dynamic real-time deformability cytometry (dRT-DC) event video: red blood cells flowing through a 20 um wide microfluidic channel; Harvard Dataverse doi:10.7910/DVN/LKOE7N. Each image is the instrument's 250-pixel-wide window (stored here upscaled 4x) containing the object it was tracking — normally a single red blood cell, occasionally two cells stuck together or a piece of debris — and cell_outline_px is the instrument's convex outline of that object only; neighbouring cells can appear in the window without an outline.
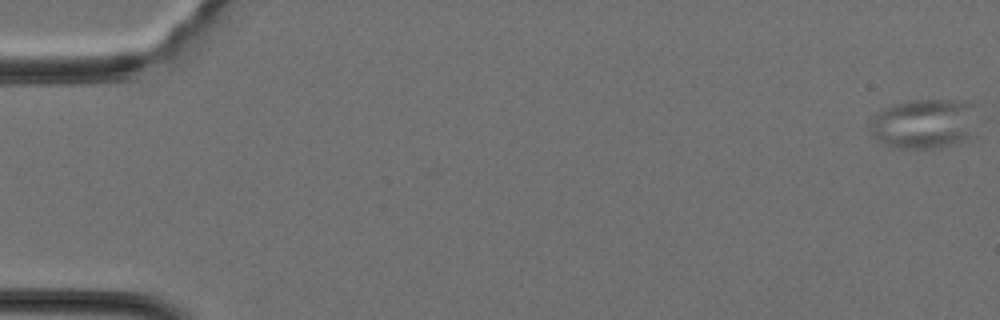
{"species": "Egyptian fruit bat (a non-hibernating species)", "species_latin": "Rousettus aegyptiacus", "temperature_condition": "cold", "stored_images_in_passage": 41, "camera_frame_rate_fps": 3000, "um_per_image_px": 0.085, "animal": {"sex": "female"}, "frame": {"image": 1, "passage_image": 1, "time_ms": 0.0, "image_size_px": [1000, 320], "cell_outline_px": [[976, 136], [968, 140], [940, 148], [900, 148], [884, 144], [872, 136], [872, 116], [876, 112], [884, 108], [896, 104], [916, 100], [968, 100], [972, 104]], "centroid_in_image_um": [78.6, 10.53], "position_along_channel_um": 6.4, "area_um2": 31.33}}
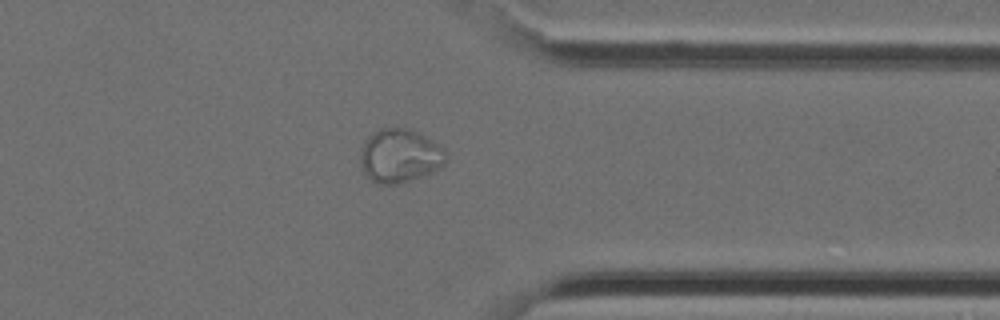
{"frame": {"image": 2, "passage_image": 33, "time_ms": 10.667, "image_size_px": [1000, 320], "cell_outline_px": [[448, 160], [440, 168], [420, 176], [396, 184], [380, 184], [372, 180], [364, 172], [360, 164], [360, 152], [368, 136], [372, 132], [380, 128], [408, 128], [424, 136], [444, 148]], "centroid_in_image_um": [33.97, 13.23], "position_along_channel_um": 377.4, "area_um2": 26.53}}
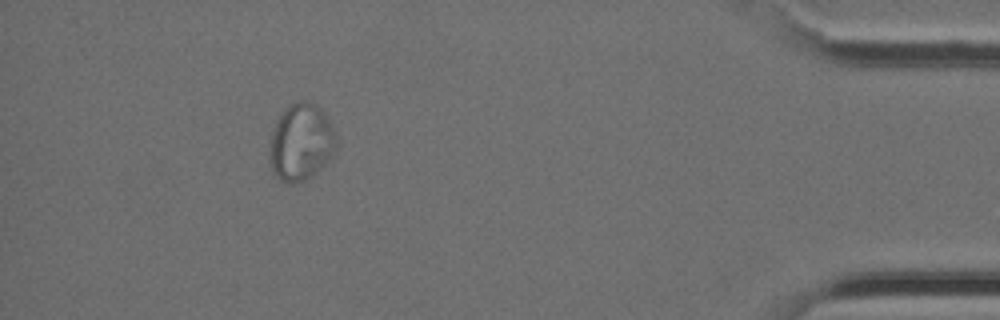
{"frame": {"image": 3, "passage_image": 38, "time_ms": 12.333, "image_size_px": [1000, 320], "cell_outline_px": [[336, 156], [312, 176], [304, 180], [288, 184], [280, 180], [272, 172], [268, 164], [268, 152], [272, 132], [276, 120], [284, 108], [288, 104], [300, 100], [304, 100], [316, 104], [328, 116], [336, 132]], "centroid_in_image_um": [25.6, 12.09], "position_along_channel_um": 409.6, "area_um2": 30.98}}